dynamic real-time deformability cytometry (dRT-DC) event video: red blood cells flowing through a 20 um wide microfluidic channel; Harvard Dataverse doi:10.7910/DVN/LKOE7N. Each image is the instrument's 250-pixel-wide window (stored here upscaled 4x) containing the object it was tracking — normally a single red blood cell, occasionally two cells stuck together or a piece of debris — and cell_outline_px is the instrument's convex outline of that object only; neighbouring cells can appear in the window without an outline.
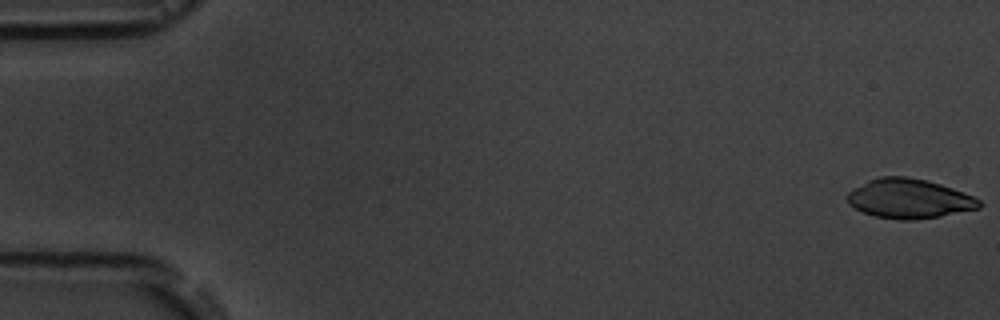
{"species": "common noctule bat (a hibernating species)", "species_latin": "Nyctalus noctula", "temperature_condition": "room temperature", "stored_images_in_passage": 15, "camera_frame_rate_fps": 3000, "um_per_image_px": 0.085, "animal": {"sex": "male", "body_mass_g": 19.5, "forearm_length_mm": 54.6}, "frame": {"image": 1, "passage_image": 1, "time_ms": 0.0, "image_size_px": [1000, 320], "cell_outline_px": [[984, 204], [980, 208], [940, 216], [908, 220], [900, 220], [872, 216], [848, 204], [844, 196], [852, 188], [868, 180], [880, 176], [908, 176], [940, 184], [964, 192], [980, 200]], "centroid_in_image_um": [77.24, 16.88], "position_along_channel_um": 7.8, "area_um2": 30.52}}